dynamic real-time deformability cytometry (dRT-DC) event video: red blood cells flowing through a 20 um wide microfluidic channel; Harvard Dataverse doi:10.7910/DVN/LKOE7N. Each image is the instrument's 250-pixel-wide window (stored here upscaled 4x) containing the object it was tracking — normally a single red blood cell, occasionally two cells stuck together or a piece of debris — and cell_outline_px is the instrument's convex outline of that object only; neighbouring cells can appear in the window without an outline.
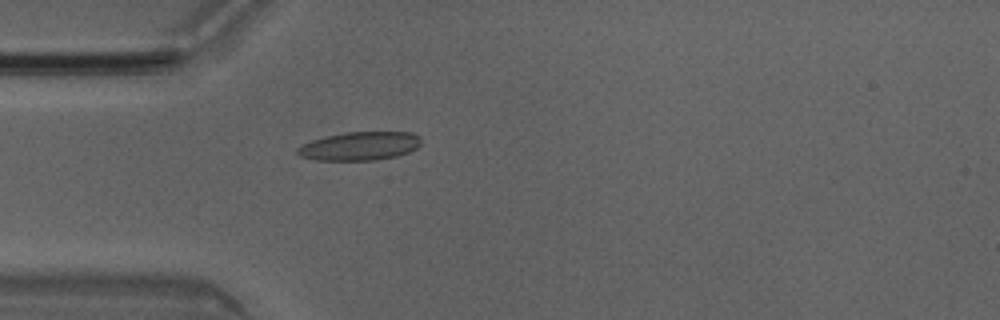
{"species": "Egyptian fruit bat (a non-hibernating species)", "species_latin": "Rousettus aegyptiacus", "temperature_condition": "room temperature", "stored_images_in_passage": 4, "camera_frame_rate_fps": 3000, "um_per_image_px": 0.085, "animal": {"sex": "male"}, "frame": {"image": 1, "passage_image": 4, "time_ms": 1.0, "image_size_px": [1000, 320], "cell_outline_px": [[420, 144], [416, 148], [408, 152], [396, 156], [376, 160], [316, 160], [300, 156], [296, 152], [296, 148], [312, 140], [344, 132], [412, 132], [420, 136]], "centroid_in_image_um": [30.58, 12.41], "position_along_channel_um": 54.4, "area_um2": 20.46}}